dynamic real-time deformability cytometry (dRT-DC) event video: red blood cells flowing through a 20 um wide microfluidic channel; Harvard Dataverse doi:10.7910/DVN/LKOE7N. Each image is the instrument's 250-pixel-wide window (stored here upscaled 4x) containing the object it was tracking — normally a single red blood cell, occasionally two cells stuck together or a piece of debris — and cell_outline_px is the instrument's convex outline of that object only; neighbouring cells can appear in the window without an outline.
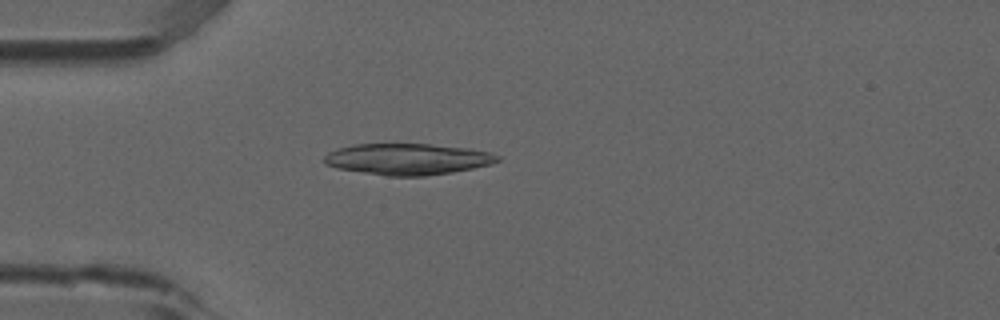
{"species": "common noctule bat (a hibernating species)", "species_latin": "Nyctalus noctula", "temperature_condition": "room temperature", "stored_images_in_passage": 3, "camera_frame_rate_fps": 3000, "um_per_image_px": 0.085, "animal": {"sex": "male", "forearm_length_mm": 52.5}, "frame": {"image": 1, "passage_image": 3, "time_ms": 0.667, "image_size_px": [1000, 320], "cell_outline_px": [[500, 160], [492, 164], [452, 172], [424, 176], [388, 176], [336, 168], [324, 164], [324, 156], [328, 152], [340, 148], [356, 144], [428, 144], [472, 148], [492, 152], [500, 156]], "centroid_in_image_um": [34.68, 13.52], "position_along_channel_um": 50.3, "area_um2": 31.67}}